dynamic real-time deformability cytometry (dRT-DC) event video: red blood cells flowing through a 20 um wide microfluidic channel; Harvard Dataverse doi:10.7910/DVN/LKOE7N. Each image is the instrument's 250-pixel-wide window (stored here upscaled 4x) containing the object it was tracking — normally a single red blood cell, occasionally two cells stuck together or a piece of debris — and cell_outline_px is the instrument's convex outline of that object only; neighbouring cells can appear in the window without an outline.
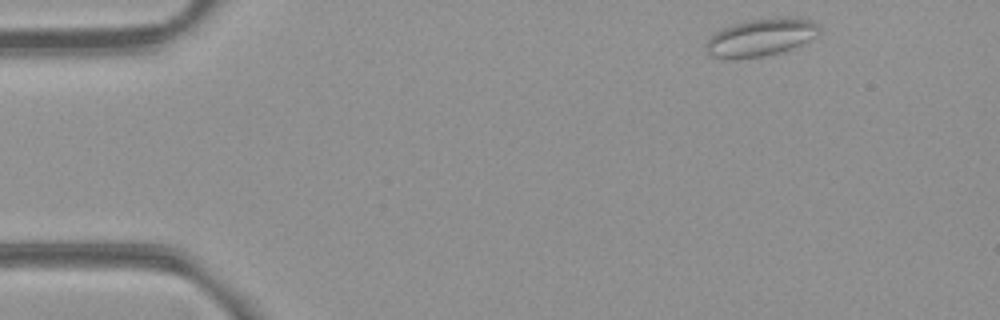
{"species": "common noctule bat (a hibernating species)", "species_latin": "Nyctalus noctula", "temperature_condition": "room temperature", "stored_images_in_passage": 49, "camera_frame_rate_fps": 3000, "um_per_image_px": 0.085, "animal": {"sex": "female", "body_mass_g": 21.9}, "frame": {"image": 1, "passage_image": 2, "time_ms": 0.333, "image_size_px": [1000, 320], "cell_outline_px": [[820, 32], [800, 44], [792, 48], [780, 52], [764, 56], [712, 56], [708, 52], [708, 40], [716, 32], [732, 24], [748, 20], [788, 16], [812, 20], [820, 24]], "centroid_in_image_um": [64.77, 3.11], "position_along_channel_um": 20.2, "area_um2": 23.87}}
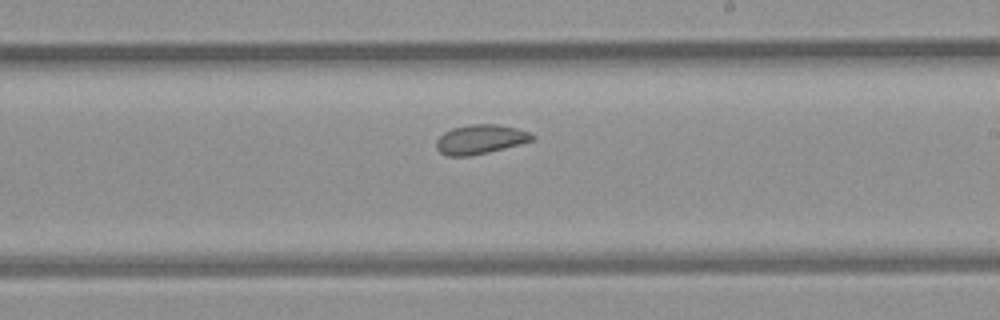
{"frame": {"image": 2, "passage_image": 27, "time_ms": 8.667, "image_size_px": [1000, 320], "cell_outline_px": [[536, 136], [532, 140], [488, 152], [468, 156], [448, 156], [440, 152], [436, 148], [436, 140], [444, 132], [452, 128], [468, 124], [496, 124], [516, 128], [528, 132]], "centroid_in_image_um": [40.78, 11.83], "position_along_channel_um": 248.2, "area_um2": 16.18}}
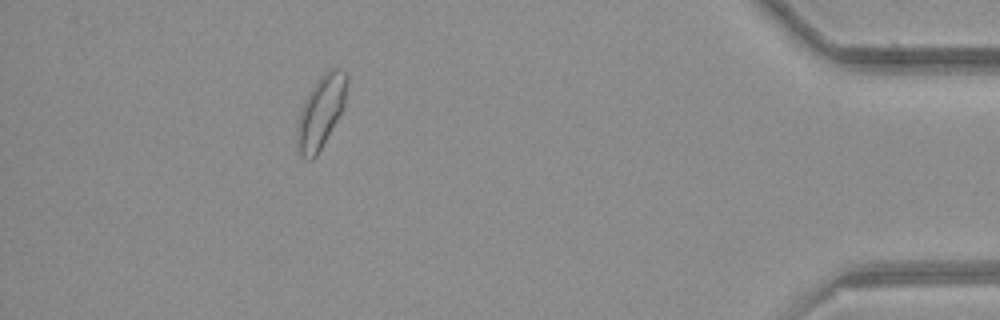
{"frame": {"image": 3, "passage_image": 44, "time_ms": 14.333, "image_size_px": [1000, 320], "cell_outline_px": [[348, 80], [344, 104], [336, 120], [316, 156], [312, 160], [304, 160], [296, 144], [296, 140], [300, 112], [316, 80], [328, 68], [340, 68], [348, 76]], "centroid_in_image_um": [27.28, 9.48], "position_along_channel_um": 407.9, "area_um2": 20.46}, "authors_computed_cell_mechanics": {"area_um2": 18.1492, "velocity_mm_per_s": 3.8428, "shape_relaxation_time_tau1_ms": null, "shape_relaxation_time_tau2_ms": 1.9022, "deformation_change_tau1": null, "deformation_change_tau2": 0.0656}}